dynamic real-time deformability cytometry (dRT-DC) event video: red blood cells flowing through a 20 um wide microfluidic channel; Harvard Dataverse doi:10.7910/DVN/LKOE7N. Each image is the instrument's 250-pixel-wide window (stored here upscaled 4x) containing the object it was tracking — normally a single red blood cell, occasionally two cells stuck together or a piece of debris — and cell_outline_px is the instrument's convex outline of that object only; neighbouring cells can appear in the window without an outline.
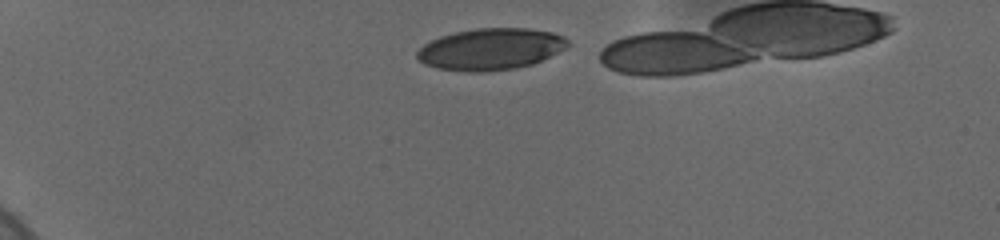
{"species": "human", "species_latin": "Homo sapiens", "temperature_condition": "cold", "stored_images_in_passage": 13, "camera_frame_rate_fps": 3000, "um_per_image_px": 0.085, "donor": {"sex": "female"}, "frame": {"image": 1, "passage_image": 1, "time_ms": 0.0, "image_size_px": [1000, 240], "cell_outline_px": [[572, 44], [568, 48], [532, 64], [516, 68], [488, 72], [464, 72], [436, 68], [424, 64], [416, 56], [416, 52], [424, 44], [440, 36], [456, 32], [476, 28], [528, 28], [552, 32], [564, 36]], "centroid_in_image_um": [41.73, 4.18], "position_along_channel_um": 43.3, "area_um2": 36.88}}
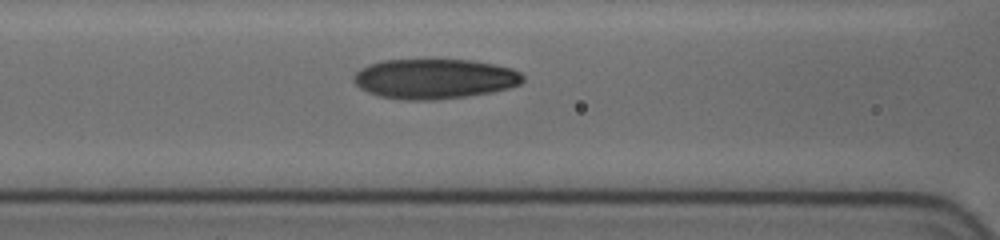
{"frame": {"image": 2, "passage_image": 10, "time_ms": 4.0, "image_size_px": [1000, 240], "cell_outline_px": [[524, 80], [520, 84], [508, 88], [492, 92], [436, 100], [404, 100], [380, 96], [368, 92], [360, 88], [352, 80], [352, 76], [360, 68], [368, 64], [380, 60], [432, 56], [436, 56], [472, 60], [496, 64], [512, 68], [520, 72], [524, 76]], "centroid_in_image_um": [36.9, 6.63], "position_along_channel_um": 129.7, "area_um2": 40.98}}
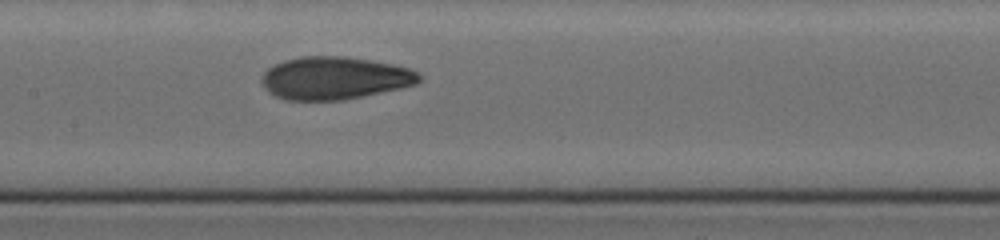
{"frame": {"image": 3, "passage_image": 13, "time_ms": 5.333, "image_size_px": [1000, 240], "cell_outline_px": [[420, 80], [416, 84], [400, 88], [344, 100], [284, 100], [268, 92], [264, 88], [260, 80], [260, 76], [268, 68], [284, 60], [300, 56], [344, 56], [392, 64], [408, 68], [420, 72]], "centroid_in_image_um": [28.4, 6.64], "position_along_channel_um": 179.0, "area_um2": 39.25}}